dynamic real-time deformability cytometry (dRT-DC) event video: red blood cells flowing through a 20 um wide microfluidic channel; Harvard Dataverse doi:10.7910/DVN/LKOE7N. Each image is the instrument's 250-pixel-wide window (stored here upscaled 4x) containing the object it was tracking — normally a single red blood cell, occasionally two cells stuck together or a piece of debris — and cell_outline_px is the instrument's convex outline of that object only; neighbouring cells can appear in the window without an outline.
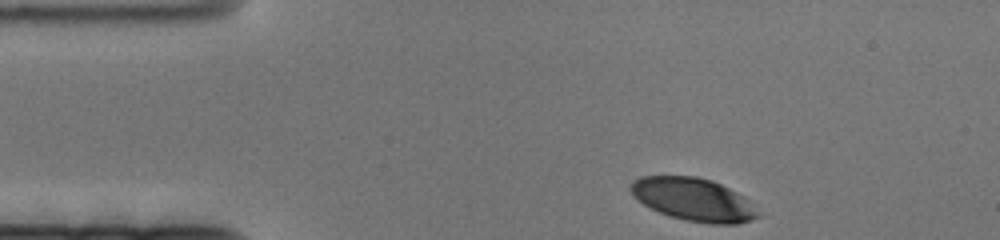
{"species": "human", "species_latin": "Homo sapiens", "temperature_condition": "cold", "stored_images_in_passage": 52, "camera_frame_rate_fps": 3000, "um_per_image_px": 0.085, "donor": {"sex": "female"}, "frame": {"image": 1, "passage_image": 1, "time_ms": 0.0, "image_size_px": [1000, 240], "cell_outline_px": [[760, 216], [752, 220], [736, 224], [712, 224], [688, 220], [672, 216], [660, 212], [644, 204], [632, 192], [632, 184], [636, 180], [644, 176], [696, 176], [712, 180], [744, 196]], "centroid_in_image_um": [58.99, 16.95], "position_along_channel_um": 26.0, "area_um2": 31.04}}
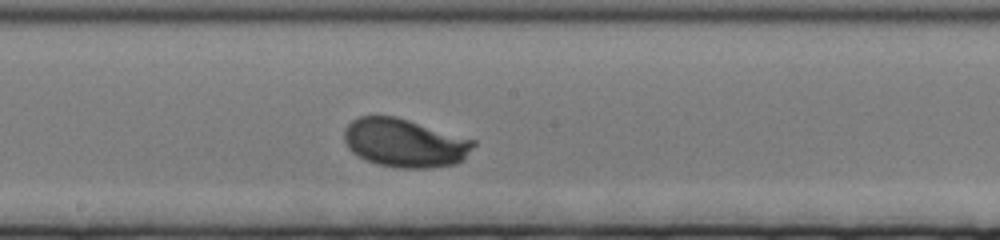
{"frame": {"image": 2, "passage_image": 30, "time_ms": 9.667, "image_size_px": [1000, 240], "cell_outline_px": [[476, 144], [464, 160], [456, 164], [428, 168], [396, 168], [376, 164], [364, 160], [352, 152], [348, 148], [344, 140], [344, 128], [352, 120], [360, 116], [396, 116], [476, 140]], "centroid_in_image_um": [34.4, 12.16], "position_along_channel_um": 213.8, "area_um2": 36.88}}
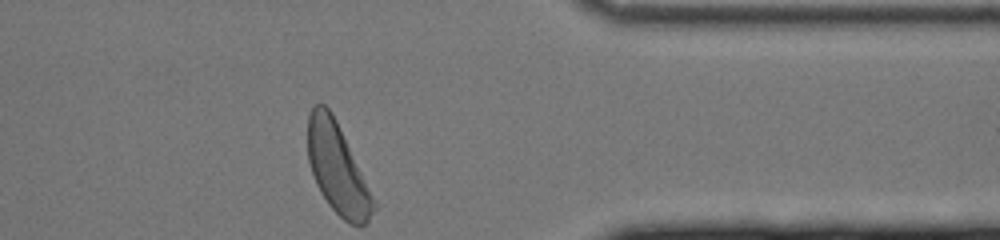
{"frame": {"image": 3, "passage_image": 52, "time_ms": 17.0, "image_size_px": [1000, 240], "cell_outline_px": [[376, 208], [368, 220], [364, 224], [348, 224], [328, 204], [320, 192], [316, 184], [308, 160], [308, 116], [312, 108], [316, 104], [324, 104], [332, 112], [336, 120], [376, 204]], "centroid_in_image_um": [28.65, 14.33], "position_along_channel_um": 382.7, "area_um2": 33.7}}